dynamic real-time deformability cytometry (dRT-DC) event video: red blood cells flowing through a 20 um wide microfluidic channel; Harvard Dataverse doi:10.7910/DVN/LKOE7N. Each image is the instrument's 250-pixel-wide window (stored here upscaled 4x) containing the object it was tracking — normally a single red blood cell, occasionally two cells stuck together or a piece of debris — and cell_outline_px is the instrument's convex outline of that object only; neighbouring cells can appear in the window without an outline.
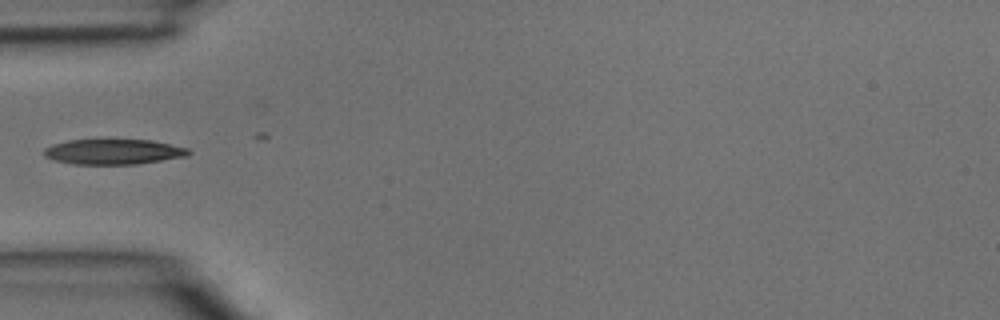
{"species": "common noctule bat (a hibernating species)", "species_latin": "Nyctalus noctula", "temperature_condition": "room temperature", "stored_images_in_passage": 3, "camera_frame_rate_fps": 3000, "um_per_image_px": 0.085, "animal": {"sex": "male", "body_mass_g": 15.6}, "frame": {"image": 1, "passage_image": 3, "time_ms": 0.667, "image_size_px": [1000, 320], "cell_outline_px": [[192, 152], [188, 156], [136, 164], [72, 164], [56, 160], [44, 156], [44, 148], [52, 144], [68, 140], [108, 136], [152, 140], [188, 148]], "centroid_in_image_um": [9.63, 12.84], "position_along_channel_um": 75.4, "area_um2": 22.43}}